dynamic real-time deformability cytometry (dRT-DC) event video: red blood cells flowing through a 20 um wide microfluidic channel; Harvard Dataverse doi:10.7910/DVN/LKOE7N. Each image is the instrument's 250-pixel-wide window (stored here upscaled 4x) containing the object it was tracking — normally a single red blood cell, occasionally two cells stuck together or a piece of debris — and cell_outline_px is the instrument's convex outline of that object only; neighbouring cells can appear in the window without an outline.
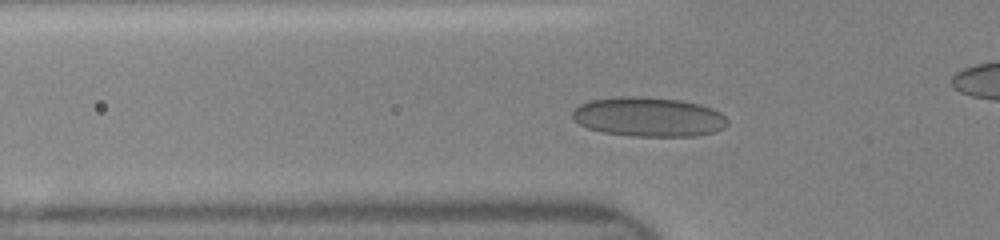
{"species": "human", "species_latin": "Homo sapiens", "temperature_condition": "room temperature", "stored_images_in_passage": 40, "camera_frame_rate_fps": 3000, "um_per_image_px": 0.085, "donor": {"sex": "female"}, "frame": {"image": 1, "passage_image": 15, "time_ms": 4.667, "image_size_px": [1000, 240], "cell_outline_px": [[728, 124], [724, 128], [716, 132], [696, 136], [632, 136], [600, 132], [588, 128], [572, 120], [572, 112], [580, 104], [588, 100], [612, 96], [640, 96], [680, 100], [700, 104], [712, 108], [720, 112], [728, 120]], "centroid_in_image_um": [55.11, 9.93], "position_along_channel_um": 70.7, "area_um2": 36.13}}
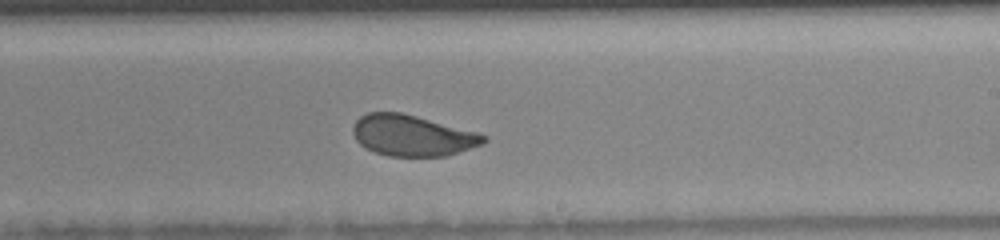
{"frame": {"image": 2, "passage_image": 28, "time_ms": 9.0, "image_size_px": [1000, 240], "cell_outline_px": [[488, 140], [484, 144], [444, 156], [388, 156], [376, 152], [360, 144], [356, 140], [352, 132], [352, 128], [356, 120], [360, 116], [368, 112], [400, 112], [480, 132], [488, 136]], "centroid_in_image_um": [35.08, 11.51], "position_along_channel_um": 253.9, "area_um2": 31.33}}
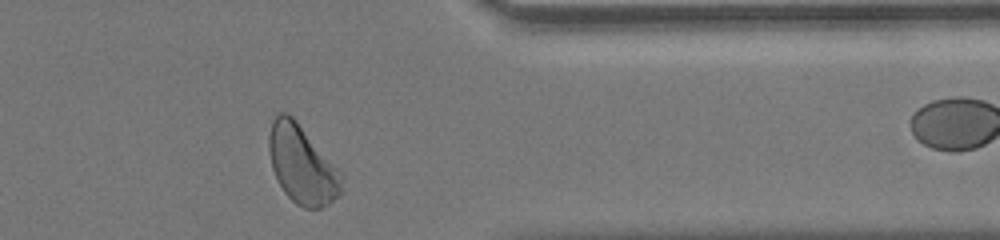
{"frame": {"image": 3, "passage_image": 38, "time_ms": 12.333, "image_size_px": [1000, 240], "cell_outline_px": [[344, 176], [340, 192], [328, 204], [320, 208], [304, 208], [296, 204], [284, 192], [272, 168], [268, 148], [268, 136], [272, 120], [280, 112], [288, 112], [296, 120], [344, 172]], "centroid_in_image_um": [25.69, 13.96], "position_along_channel_um": 385.7, "area_um2": 33.47}}